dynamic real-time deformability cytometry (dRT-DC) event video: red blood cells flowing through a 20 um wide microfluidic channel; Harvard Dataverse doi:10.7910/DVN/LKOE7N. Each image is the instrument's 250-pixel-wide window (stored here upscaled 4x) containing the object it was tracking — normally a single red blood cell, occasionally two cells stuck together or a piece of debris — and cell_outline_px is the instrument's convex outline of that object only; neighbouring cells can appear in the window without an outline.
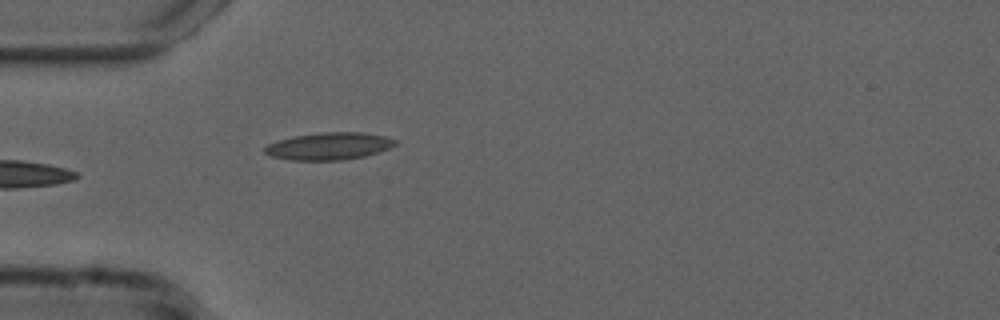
{"species": "common noctule bat (a hibernating species)", "species_latin": "Nyctalus noctula", "temperature_condition": "cold", "stored_images_in_passage": 34, "camera_frame_rate_fps": 3000, "um_per_image_px": 0.085, "animal": {"sex": "male", "forearm_length_mm": 52.5}, "frame": {"image": 1, "passage_image": 2, "time_ms": 0.333, "image_size_px": [1000, 320], "cell_outline_px": [[396, 144], [388, 148], [364, 156], [344, 160], [288, 160], [272, 156], [264, 152], [264, 148], [268, 144], [280, 140], [296, 136], [324, 132], [360, 132], [384, 136], [396, 140]], "centroid_in_image_um": [27.95, 12.43], "position_along_channel_um": 57.0, "area_um2": 20.4}}
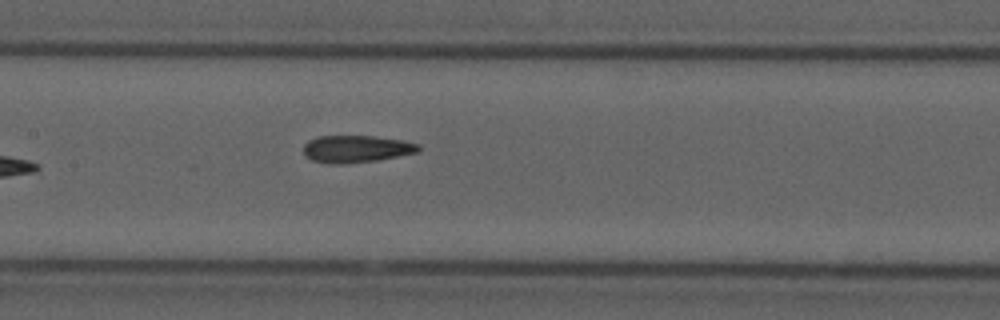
{"frame": {"image": 2, "passage_image": 12, "time_ms": 3.667, "image_size_px": [1000, 320], "cell_outline_px": [[420, 152], [376, 160], [340, 164], [328, 164], [312, 160], [304, 156], [304, 144], [308, 140], [320, 136], [372, 136], [404, 140], [420, 144]], "centroid_in_image_um": [30.29, 12.66], "position_along_channel_um": 177.1, "area_um2": 18.32}}
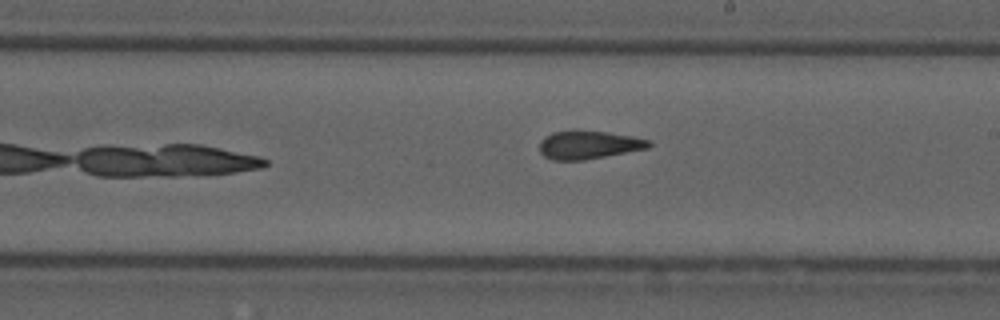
{"frame": {"image": 3, "passage_image": 17, "time_ms": 5.333, "image_size_px": [1000, 320], "cell_outline_px": [[652, 144], [648, 148], [584, 160], [552, 160], [544, 156], [540, 152], [540, 140], [544, 136], [552, 132], [576, 128], [608, 132], [632, 136], [648, 140]], "centroid_in_image_um": [49.98, 12.28], "position_along_channel_um": 239.0, "area_um2": 18.38}}